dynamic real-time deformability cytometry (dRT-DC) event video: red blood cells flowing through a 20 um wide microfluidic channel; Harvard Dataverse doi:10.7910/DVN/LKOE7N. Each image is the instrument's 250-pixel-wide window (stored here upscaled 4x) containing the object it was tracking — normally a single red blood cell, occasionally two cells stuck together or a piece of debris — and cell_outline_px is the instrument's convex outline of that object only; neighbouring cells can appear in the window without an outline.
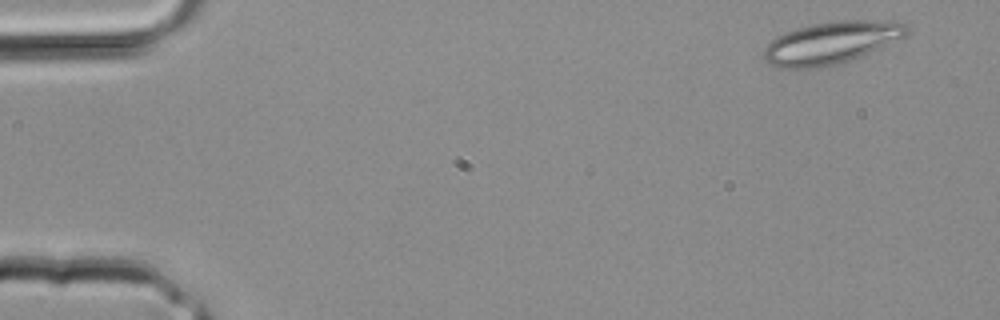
{"species": "common noctule bat (a hibernating species)", "species_latin": "Nyctalus noctula", "temperature_condition": "room temperature", "stored_images_in_passage": 22, "camera_frame_rate_fps": 3000, "um_per_image_px": 0.085, "animal": {"sex": "male", "body_mass_g": 20.4}, "frame": {"image": 1, "passage_image": 2, "time_ms": 0.333, "image_size_px": [1000, 320], "cell_outline_px": [[908, 32], [904, 36], [848, 60], [836, 64], [816, 68], [780, 68], [764, 60], [764, 48], [776, 36], [812, 24], [840, 20], [896, 20], [908, 24]], "centroid_in_image_um": [70.64, 3.61], "position_along_channel_um": 14.4, "area_um2": 34.51}}
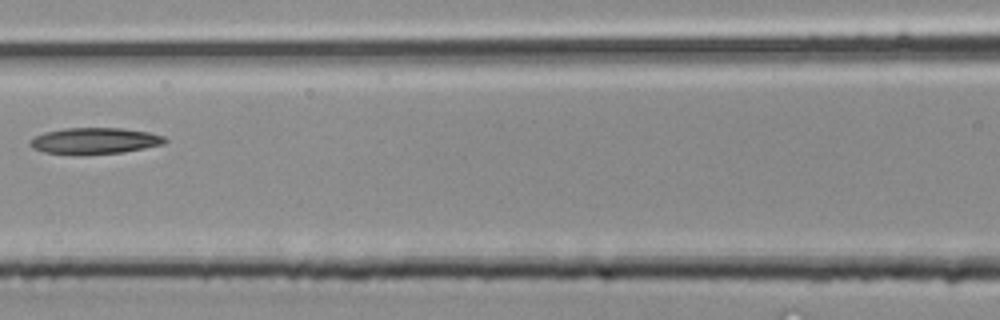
{"frame": {"image": 2, "passage_image": 15, "time_ms": 4.667, "image_size_px": [1000, 320], "cell_outline_px": [[168, 140], [164, 144], [124, 152], [84, 156], [44, 152], [32, 148], [28, 144], [28, 140], [44, 132], [64, 128], [120, 128], [148, 132], [164, 136]], "centroid_in_image_um": [8.01, 11.99], "position_along_channel_um": 158.6, "area_um2": 21.04}}
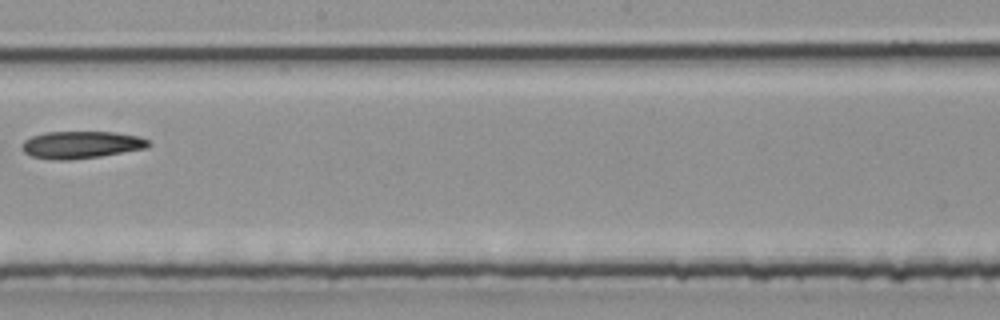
{"frame": {"image": 3, "passage_image": 19, "time_ms": 6.0, "image_size_px": [1000, 320], "cell_outline_px": [[152, 144], [148, 148], [100, 156], [68, 160], [52, 160], [32, 156], [24, 152], [20, 148], [24, 140], [32, 136], [48, 132], [116, 132], [136, 136], [148, 140]], "centroid_in_image_um": [6.89, 12.31], "position_along_channel_um": 241.3, "area_um2": 20.11}}